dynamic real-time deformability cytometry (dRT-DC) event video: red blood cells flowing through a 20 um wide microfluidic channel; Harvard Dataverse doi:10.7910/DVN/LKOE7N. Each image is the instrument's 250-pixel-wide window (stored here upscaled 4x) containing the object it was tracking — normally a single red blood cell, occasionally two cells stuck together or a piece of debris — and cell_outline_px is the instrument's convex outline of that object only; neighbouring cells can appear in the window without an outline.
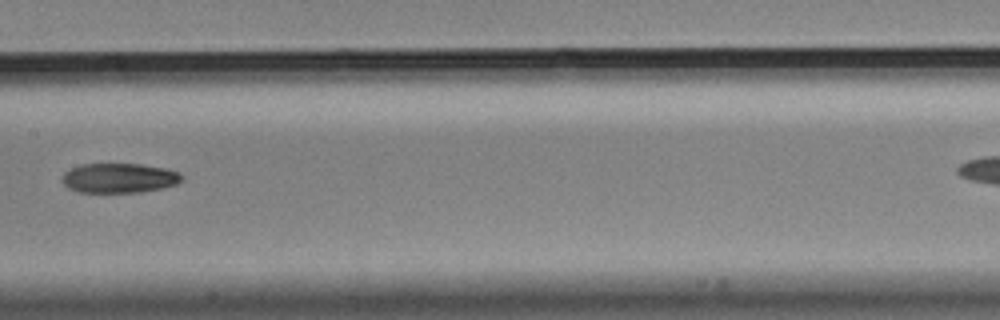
{"species": "Egyptian fruit bat (a non-hibernating species)", "species_latin": "Rousettus aegyptiacus", "temperature_condition": "cold", "stored_images_in_passage": 10, "camera_frame_rate_fps": 3000, "um_per_image_px": 0.085, "animal": {"sex": "male"}, "frame": {"image": 1, "passage_image": 4, "time_ms": 1.0, "image_size_px": [1000, 320], "cell_outline_px": [[184, 176], [176, 184], [160, 188], [140, 192], [80, 192], [68, 188], [60, 180], [64, 172], [72, 168], [84, 164], [140, 164], [164, 168], [180, 172]], "centroid_in_image_um": [10.11, 15.13], "position_along_channel_um": 197.3, "area_um2": 20.58}}
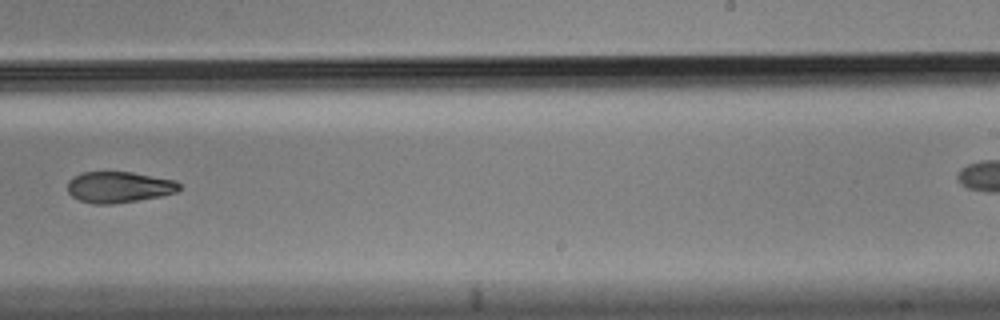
{"frame": {"image": 2, "passage_image": 6, "time_ms": 1.667, "image_size_px": [1000, 320], "cell_outline_px": [[180, 188], [176, 192], [160, 196], [112, 204], [92, 204], [80, 200], [72, 196], [68, 192], [68, 180], [72, 176], [84, 172], [132, 172], [176, 180], [180, 184]], "centroid_in_image_um": [10.09, 15.9], "position_along_channel_um": 278.9, "area_um2": 20.23}}
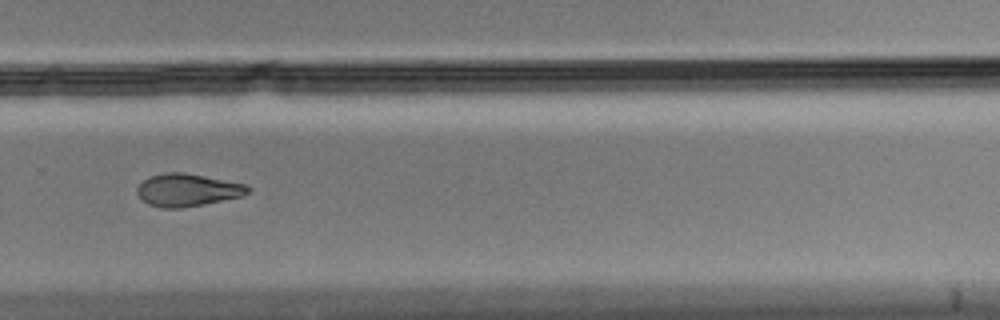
{"frame": {"image": 3, "passage_image": 7, "time_ms": 2.0, "image_size_px": [1000, 320], "cell_outline_px": [[252, 188], [244, 196], [180, 208], [160, 208], [148, 204], [136, 192], [136, 188], [148, 176], [164, 172], [184, 172], [244, 184]], "centroid_in_image_um": [15.91, 16.14], "position_along_channel_um": 313.9, "area_um2": 20.92}}